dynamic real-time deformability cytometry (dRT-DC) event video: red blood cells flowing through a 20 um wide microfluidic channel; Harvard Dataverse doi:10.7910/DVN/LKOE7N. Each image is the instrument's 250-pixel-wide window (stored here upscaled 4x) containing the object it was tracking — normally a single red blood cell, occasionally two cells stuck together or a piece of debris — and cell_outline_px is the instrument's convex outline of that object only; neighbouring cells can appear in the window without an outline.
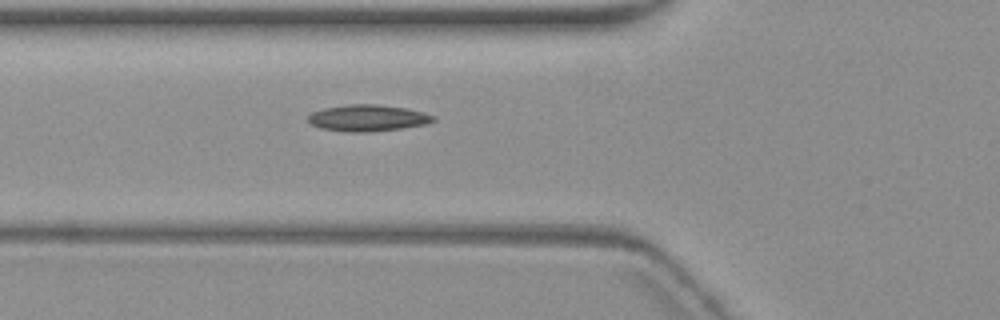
{"species": "common noctule bat (a hibernating species)", "species_latin": "Nyctalus noctula", "temperature_condition": "warm", "stored_images_in_passage": 6, "camera_frame_rate_fps": 3000, "um_per_image_px": 0.085, "animal": {"sex": "female", "body_mass_g": 19.3, "forearm_length_mm": 54.1}, "frame": {"image": 1, "passage_image": 6, "time_ms": 7.0, "image_size_px": [1000, 320], "cell_outline_px": [[436, 120], [428, 124], [404, 128], [372, 132], [348, 132], [320, 128], [312, 124], [308, 120], [308, 116], [312, 112], [324, 108], [348, 104], [376, 104], [404, 108], [436, 116]], "centroid_in_image_um": [31.27, 10.04], "position_along_channel_um": 94.5, "area_um2": 19.36}}